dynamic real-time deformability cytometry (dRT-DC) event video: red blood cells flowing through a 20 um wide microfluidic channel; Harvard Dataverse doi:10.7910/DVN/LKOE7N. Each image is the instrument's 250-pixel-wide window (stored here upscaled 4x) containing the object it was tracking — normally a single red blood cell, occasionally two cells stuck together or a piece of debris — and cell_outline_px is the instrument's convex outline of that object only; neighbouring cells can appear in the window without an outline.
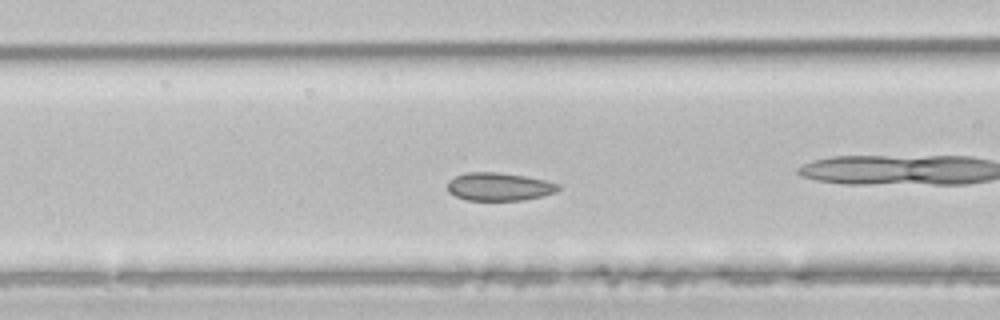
{"species": "common noctule bat (a hibernating species)", "species_latin": "Nyctalus noctula", "temperature_condition": "room temperature", "stored_images_in_passage": 37, "camera_frame_rate_fps": 3000, "um_per_image_px": 0.085, "animal": {"sex": "male", "body_mass_g": 21.5, "forearm_length_mm": 52.0}, "frame": {"image": 1, "passage_image": 6, "time_ms": 1.667, "image_size_px": [1000, 320], "cell_outline_px": [[560, 188], [556, 192], [524, 200], [468, 200], [456, 196], [448, 192], [448, 180], [456, 176], [468, 172], [500, 172], [524, 176], [544, 180], [560, 184]], "centroid_in_image_um": [42.42, 15.86], "position_along_channel_um": 124.2, "area_um2": 18.03}}